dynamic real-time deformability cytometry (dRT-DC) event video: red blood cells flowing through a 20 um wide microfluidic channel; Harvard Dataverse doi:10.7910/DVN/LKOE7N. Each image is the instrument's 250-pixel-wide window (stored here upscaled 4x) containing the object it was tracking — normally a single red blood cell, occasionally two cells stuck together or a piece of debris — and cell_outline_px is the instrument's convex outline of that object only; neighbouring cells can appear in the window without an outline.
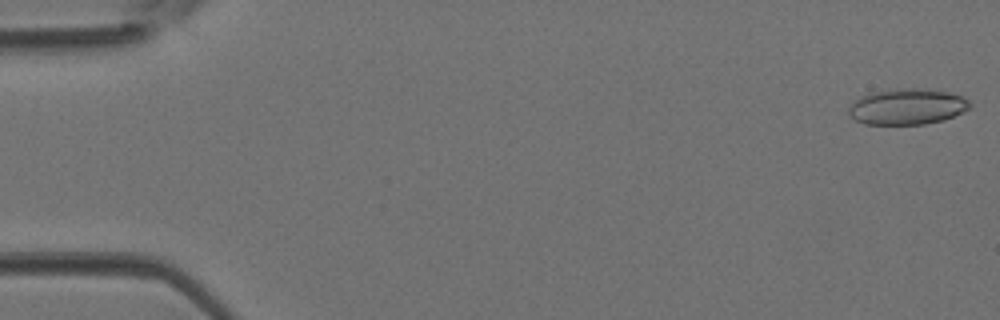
{"species": "Egyptian fruit bat (a non-hibernating species)", "species_latin": "Rousettus aegyptiacus", "temperature_condition": "room temperature", "stored_images_in_passage": 44, "camera_frame_rate_fps": 3000, "um_per_image_px": 0.085, "animal": {"sex": "female"}, "frame": {"image": 1, "passage_image": 1, "time_ms": 0.0, "image_size_px": [1000, 320], "cell_outline_px": [[972, 104], [968, 108], [944, 120], [924, 124], [864, 124], [856, 120], [848, 112], [848, 108], [860, 96], [868, 92], [896, 88], [928, 88], [948, 92], [964, 96]], "centroid_in_image_um": [77.1, 9.04], "position_along_channel_um": 7.9, "area_um2": 25.49}}
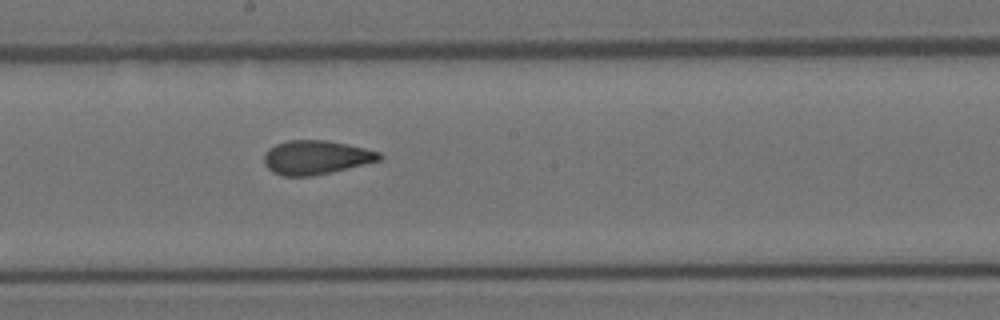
{"frame": {"image": 2, "passage_image": 24, "time_ms": 7.667, "image_size_px": [1000, 320], "cell_outline_px": [[384, 156], [380, 160], [332, 172], [312, 176], [280, 176], [272, 172], [264, 164], [264, 152], [268, 148], [276, 144], [288, 140], [324, 140], [348, 144], [380, 152]], "centroid_in_image_um": [26.83, 13.38], "position_along_channel_um": 221.4, "area_um2": 22.95}}
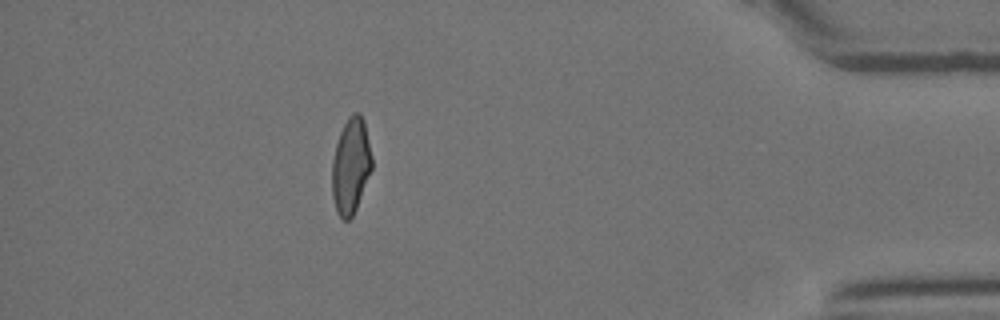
{"frame": {"image": 3, "passage_image": 39, "time_ms": 12.667, "image_size_px": [1000, 320], "cell_outline_px": [[372, 168], [356, 208], [352, 216], [348, 220], [344, 220], [336, 212], [332, 196], [332, 160], [336, 144], [340, 132], [348, 116], [352, 112], [360, 112], [364, 120], [372, 156]], "centroid_in_image_um": [29.81, 14.07], "position_along_channel_um": 405.4, "area_um2": 22.25}}